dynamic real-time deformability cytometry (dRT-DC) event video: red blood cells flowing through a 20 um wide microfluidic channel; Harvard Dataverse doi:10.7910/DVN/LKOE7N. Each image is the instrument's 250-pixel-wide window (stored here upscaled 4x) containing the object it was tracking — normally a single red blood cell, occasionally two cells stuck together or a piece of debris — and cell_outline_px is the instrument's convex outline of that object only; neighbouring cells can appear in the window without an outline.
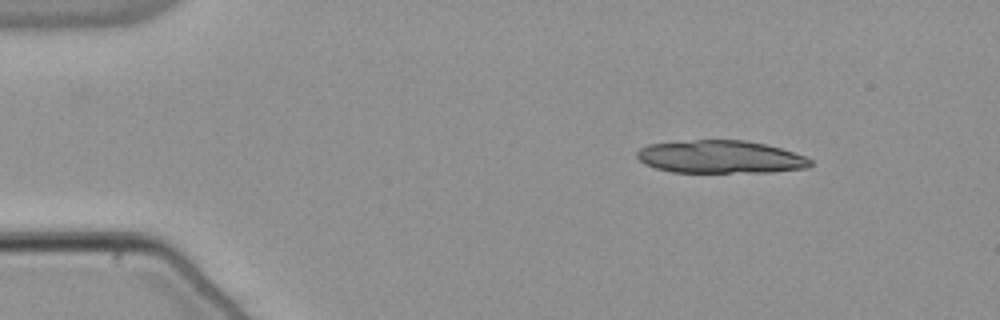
{"species": "common noctule bat (a hibernating species)", "species_latin": "Nyctalus noctula", "temperature_condition": "warm", "stored_images_in_passage": 22, "camera_frame_rate_fps": 3000, "um_per_image_px": 0.085, "animal": {"sex": "male", "body_mass_g": 21.5, "forearm_length_mm": 52.0}, "frame": {"image": 1, "passage_image": 2, "time_ms": 0.333, "image_size_px": [1000, 320], "cell_outline_px": [[812, 164], [808, 168], [776, 172], [672, 172], [656, 168], [644, 164], [636, 156], [636, 152], [640, 148], [648, 144], [696, 140], [744, 140], [764, 144], [780, 148], [808, 156], [812, 160]], "centroid_in_image_um": [61.27, 13.34], "position_along_channel_um": 23.7, "area_um2": 33.35}}
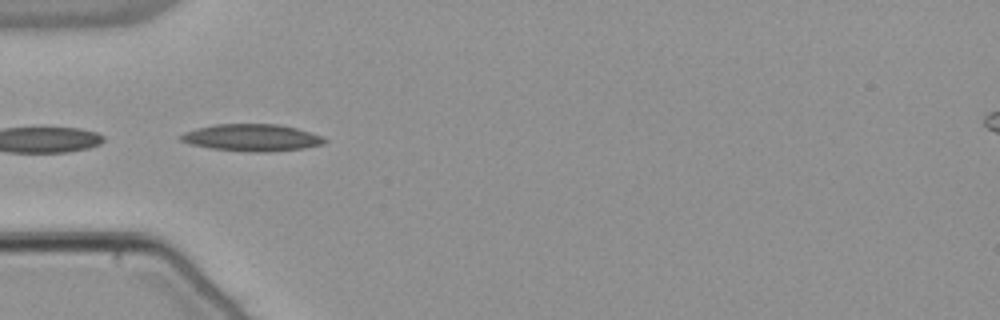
{"frame": {"image": 2, "passage_image": 12, "time_ms": 3.667, "image_size_px": [1000, 320], "cell_outline_px": [[328, 140], [324, 144], [304, 148], [268, 152], [248, 152], [208, 148], [188, 144], [180, 140], [176, 136], [184, 132], [196, 128], [216, 124], [276, 124], [296, 128], [320, 136]], "centroid_in_image_um": [21.33, 11.71], "position_along_channel_um": 63.7, "area_um2": 22.77}}